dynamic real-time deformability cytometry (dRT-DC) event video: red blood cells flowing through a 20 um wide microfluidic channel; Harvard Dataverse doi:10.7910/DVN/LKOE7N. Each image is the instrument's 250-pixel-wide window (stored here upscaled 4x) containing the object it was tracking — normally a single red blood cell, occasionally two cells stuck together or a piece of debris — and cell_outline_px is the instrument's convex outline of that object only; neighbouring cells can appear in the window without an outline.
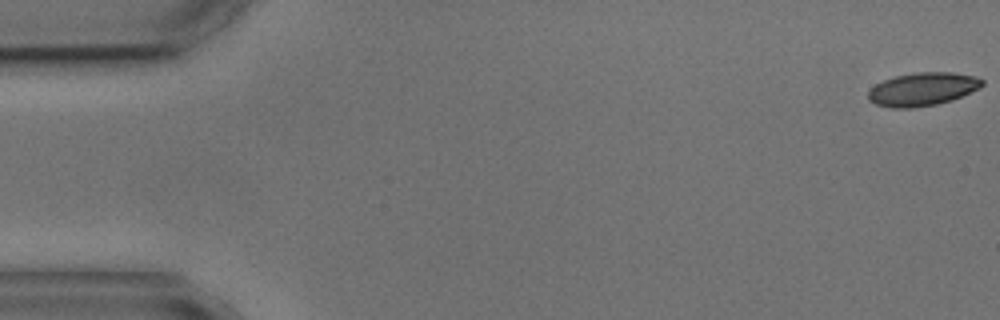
{"species": "common noctule bat (a hibernating species)", "species_latin": "Nyctalus noctula", "temperature_condition": "cold", "stored_images_in_passage": 5, "camera_frame_rate_fps": 3000, "um_per_image_px": 0.085, "animal": {"sex": "male", "body_mass_g": 17.9, "forearm_length_mm": 54.2}, "frame": {"image": 1, "passage_image": 1, "time_ms": 0.0, "image_size_px": [1000, 320], "cell_outline_px": [[984, 84], [980, 88], [952, 100], [936, 104], [912, 108], [892, 108], [876, 104], [868, 100], [868, 92], [876, 84], [884, 80], [896, 76], [916, 72], [952, 72], [976, 76], [984, 80]], "centroid_in_image_um": [78.44, 7.58], "position_along_channel_um": 6.6, "area_um2": 22.08}}
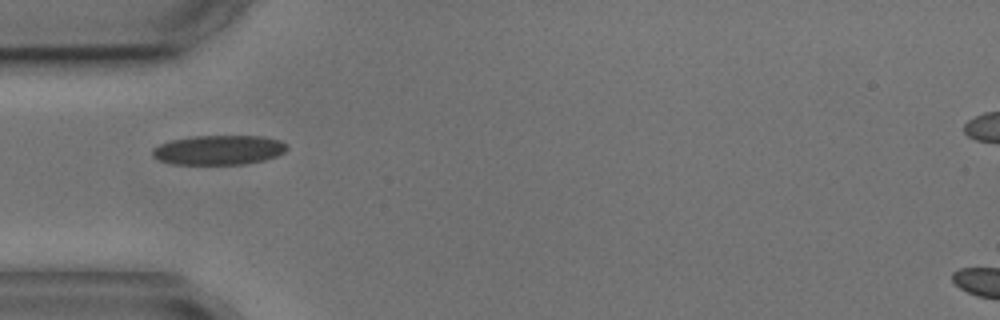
{"frame": {"image": 2, "passage_image": 4, "time_ms": 5.333, "image_size_px": [1000, 320], "cell_outline_px": [[288, 148], [284, 152], [276, 156], [264, 160], [244, 164], [172, 164], [160, 160], [152, 156], [152, 148], [160, 144], [172, 140], [192, 136], [264, 136], [280, 140], [288, 144]], "centroid_in_image_um": [18.61, 12.74], "position_along_channel_um": 66.4, "area_um2": 23.24}}